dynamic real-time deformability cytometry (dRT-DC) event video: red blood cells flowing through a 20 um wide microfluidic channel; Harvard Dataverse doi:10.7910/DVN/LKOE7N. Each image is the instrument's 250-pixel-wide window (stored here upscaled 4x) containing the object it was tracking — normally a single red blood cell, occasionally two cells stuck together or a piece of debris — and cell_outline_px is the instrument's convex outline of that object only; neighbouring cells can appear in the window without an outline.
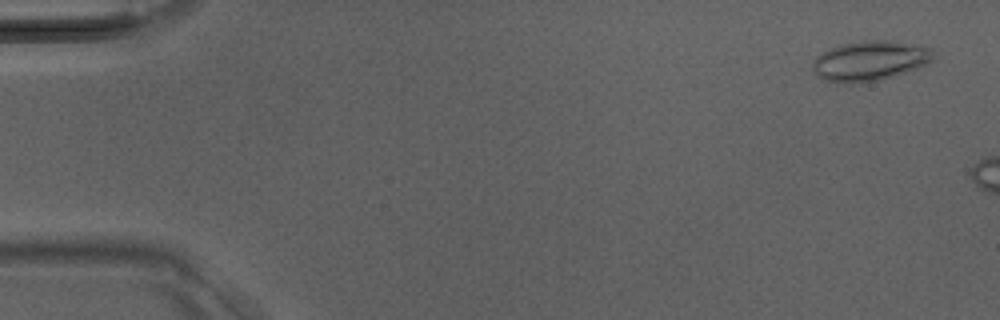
{"species": "Egyptian fruit bat (a non-hibernating species)", "species_latin": "Rousettus aegyptiacus", "temperature_condition": "room temperature", "stored_images_in_passage": 6, "camera_frame_rate_fps": 3000, "um_per_image_px": 0.085, "animal": {"sex": "male"}, "frame": {"image": 1, "passage_image": 2, "time_ms": 0.333, "image_size_px": [1000, 320], "cell_outline_px": [[932, 60], [916, 68], [880, 80], [860, 84], [848, 84], [824, 80], [816, 76], [812, 72], [812, 60], [816, 56], [840, 44], [864, 40], [888, 40], [932, 48]], "centroid_in_image_um": [73.85, 5.19], "position_along_channel_um": 11.1, "area_um2": 28.09}}